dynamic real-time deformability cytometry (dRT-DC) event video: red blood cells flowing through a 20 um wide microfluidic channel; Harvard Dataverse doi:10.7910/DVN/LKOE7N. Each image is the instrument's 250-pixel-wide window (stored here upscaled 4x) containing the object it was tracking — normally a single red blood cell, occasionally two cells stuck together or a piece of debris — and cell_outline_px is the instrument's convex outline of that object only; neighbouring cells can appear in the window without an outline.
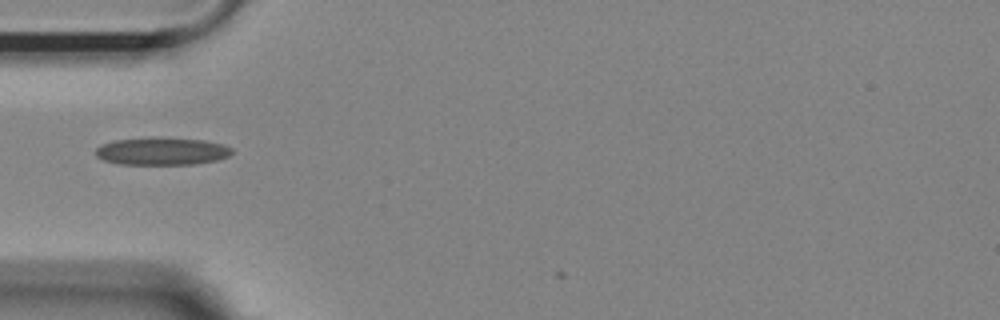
{"species": "Egyptian fruit bat (a non-hibernating species)", "species_latin": "Rousettus aegyptiacus", "temperature_condition": "room temperature", "stored_images_in_passage": 6, "camera_frame_rate_fps": 3000, "um_per_image_px": 0.085, "animal": {"sex": "female"}, "frame": {"image": 1, "passage_image": 3, "time_ms": 0.667, "image_size_px": [1000, 320], "cell_outline_px": [[232, 152], [228, 156], [216, 160], [196, 164], [120, 164], [104, 160], [96, 156], [96, 148], [100, 144], [112, 140], [204, 140], [224, 144], [232, 148]], "centroid_in_image_um": [13.76, 12.9], "position_along_channel_um": 71.2, "area_um2": 20.92}}